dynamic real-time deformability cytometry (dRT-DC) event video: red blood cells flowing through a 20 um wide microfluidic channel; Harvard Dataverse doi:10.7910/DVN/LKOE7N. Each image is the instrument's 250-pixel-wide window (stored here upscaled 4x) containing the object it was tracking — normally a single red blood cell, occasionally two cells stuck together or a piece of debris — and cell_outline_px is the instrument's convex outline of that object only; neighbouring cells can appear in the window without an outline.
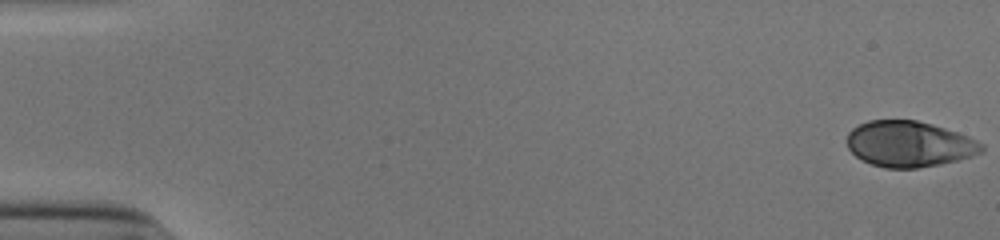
{"species": "human", "species_latin": "Homo sapiens", "temperature_condition": "cold", "stored_images_in_passage": 53, "camera_frame_rate_fps": 3000, "um_per_image_px": 0.085, "donor": {"sex": "male"}, "frame": {"image": 1, "passage_image": 1, "time_ms": 0.0, "image_size_px": [1000, 240], "cell_outline_px": [[984, 152], [972, 156], [940, 164], [916, 168], [884, 168], [860, 160], [848, 148], [848, 132], [852, 128], [868, 120], [916, 120], [932, 124], [968, 136], [984, 144]], "centroid_in_image_um": [77.28, 12.24], "position_along_channel_um": 7.7, "area_um2": 35.95}}
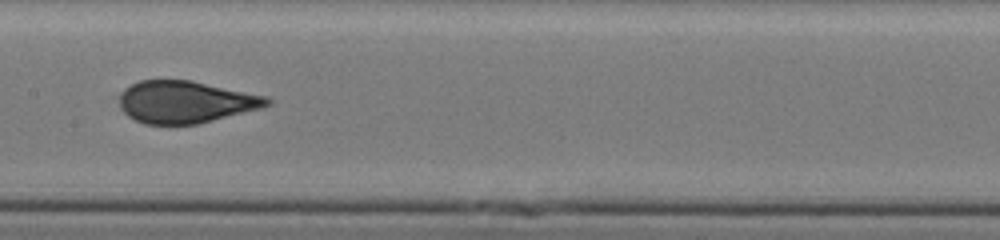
{"frame": {"image": 2, "passage_image": 28, "time_ms": 9.0, "image_size_px": [1000, 240], "cell_outline_px": [[272, 104], [264, 108], [196, 124], [144, 124], [128, 116], [124, 112], [120, 104], [120, 96], [124, 88], [140, 80], [192, 80], [268, 96], [272, 100]], "centroid_in_image_um": [15.83, 8.66], "position_along_channel_um": 191.6, "area_um2": 36.41}}
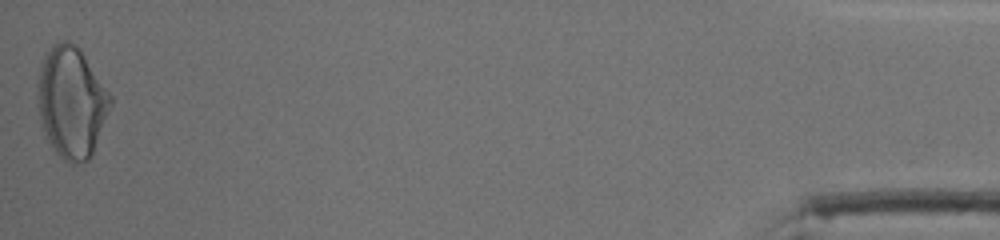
{"frame": {"image": 3, "passage_image": 53, "time_ms": 17.333, "image_size_px": [1000, 240], "cell_outline_px": [[112, 104], [92, 156], [88, 160], [72, 164], [64, 160], [56, 152], [44, 136], [40, 124], [36, 96], [36, 84], [40, 64], [44, 56], [52, 44], [60, 40], [68, 40], [76, 44], [80, 48], [112, 96]], "centroid_in_image_um": [6.05, 8.67], "position_along_channel_um": 429.2, "area_um2": 47.97}, "authors_computed_cell_mechanics": {"area_um2": 36.6452, "velocity_mm_per_s": 3.916, "shape_relaxation_time_tau1_ms": 8.3236, "shape_relaxation_time_tau2_ms": null, "deformation_change_tau1": 0.2636, "deformation_change_tau2": null}}